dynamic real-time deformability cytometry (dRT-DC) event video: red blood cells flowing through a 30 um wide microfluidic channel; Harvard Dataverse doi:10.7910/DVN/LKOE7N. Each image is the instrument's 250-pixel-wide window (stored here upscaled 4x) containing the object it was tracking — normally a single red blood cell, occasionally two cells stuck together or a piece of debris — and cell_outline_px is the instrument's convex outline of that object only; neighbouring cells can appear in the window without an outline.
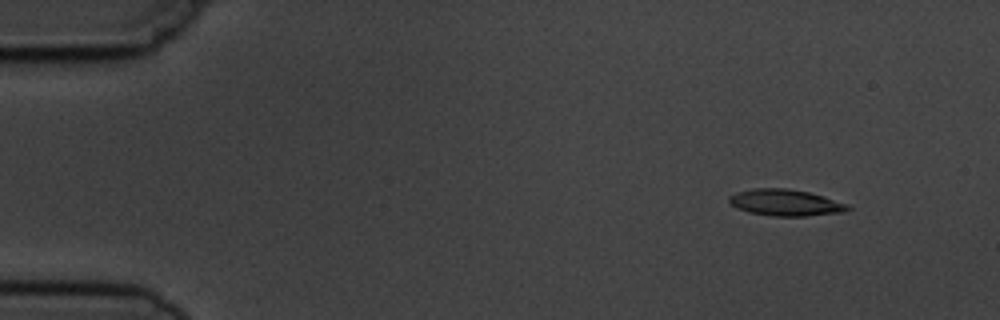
{"species": "common noctule bat (a hibernating species)", "species_latin": "Nyctalus noctula", "temperature_condition": "cold", "stored_images_in_passage": 4, "camera_frame_rate_fps": 3000, "um_per_image_px": 0.085, "animal": {"sex": "male", "body_mass_g": 19.5, "forearm_length_mm": 54.6}, "frame": {"image": 1, "passage_image": 1, "time_ms": 0.0, "image_size_px": [1000, 320], "cell_outline_px": [[852, 208], [844, 212], [804, 216], [772, 216], [748, 212], [736, 208], [728, 200], [728, 196], [736, 192], [752, 188], [788, 188], [808, 192], [824, 196], [848, 204]], "centroid_in_image_um": [66.75, 17.22], "position_along_channel_um": 18.2, "area_um2": 18.44}}
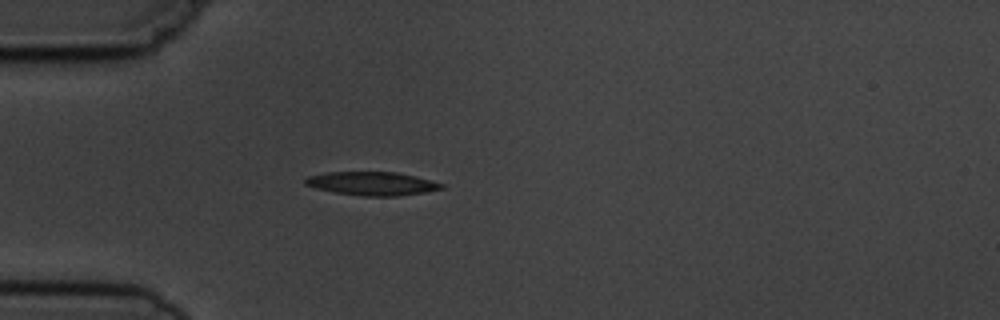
{"frame": {"image": 2, "passage_image": 4, "time_ms": 3.333, "image_size_px": [1000, 320], "cell_outline_px": [[444, 188], [424, 192], [396, 196], [364, 196], [336, 192], [316, 188], [304, 184], [304, 180], [308, 176], [328, 172], [396, 172], [416, 176], [444, 184]], "centroid_in_image_um": [31.63, 15.59], "position_along_channel_um": 53.4, "area_um2": 18.5}}